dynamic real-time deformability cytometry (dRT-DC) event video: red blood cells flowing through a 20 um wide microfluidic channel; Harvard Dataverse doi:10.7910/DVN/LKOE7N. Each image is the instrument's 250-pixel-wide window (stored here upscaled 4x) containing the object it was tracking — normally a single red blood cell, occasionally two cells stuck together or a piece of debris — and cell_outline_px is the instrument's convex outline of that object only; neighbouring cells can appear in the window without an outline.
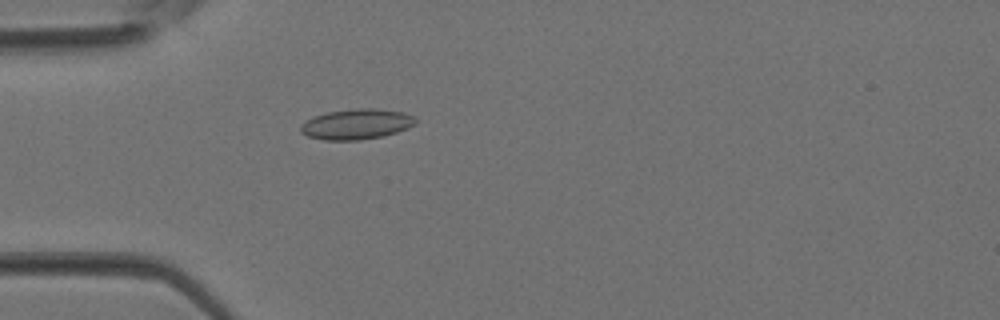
{"species": "Egyptian fruit bat (a non-hibernating species)", "species_latin": "Rousettus aegyptiacus", "temperature_condition": "room temperature", "stored_images_in_passage": 3, "camera_frame_rate_fps": 3000, "um_per_image_px": 0.085, "animal": {"sex": "female"}, "frame": {"image": 1, "passage_image": 3, "time_ms": 0.667, "image_size_px": [1000, 320], "cell_outline_px": [[416, 124], [408, 128], [384, 136], [360, 140], [324, 140], [308, 136], [300, 132], [300, 124], [312, 116], [328, 112], [356, 108], [372, 108], [404, 112], [412, 116], [416, 120]], "centroid_in_image_um": [30.28, 10.55], "position_along_channel_um": 54.7, "area_um2": 20.46}}